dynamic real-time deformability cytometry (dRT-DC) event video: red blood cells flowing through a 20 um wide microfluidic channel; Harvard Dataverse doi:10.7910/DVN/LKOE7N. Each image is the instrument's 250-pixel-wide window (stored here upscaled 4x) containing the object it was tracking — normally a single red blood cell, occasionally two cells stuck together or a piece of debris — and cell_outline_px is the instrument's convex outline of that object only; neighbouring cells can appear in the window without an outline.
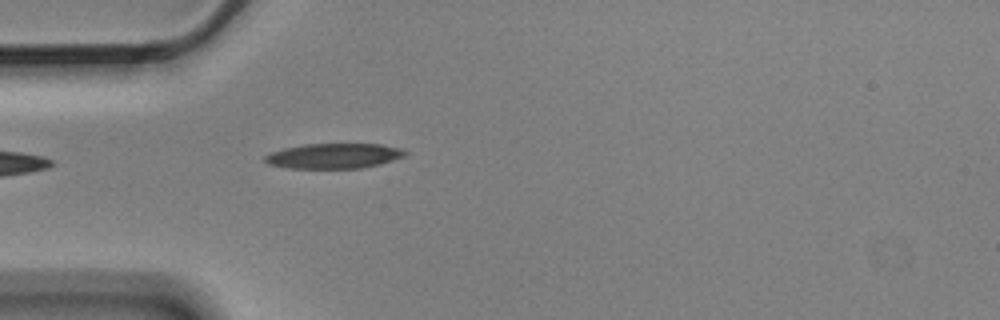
{"species": "Egyptian fruit bat (a non-hibernating species)", "species_latin": "Rousettus aegyptiacus", "temperature_condition": "cold", "stored_images_in_passage": 1, "camera_frame_rate_fps": 3000, "um_per_image_px": 0.085, "animal": {"sex": "male"}, "frame": {"image": 1, "passage_image": 1, "time_ms": 0.0, "image_size_px": [1000, 320], "cell_outline_px": [[408, 152], [404, 156], [380, 164], [360, 168], [288, 168], [268, 164], [264, 160], [264, 156], [272, 152], [284, 148], [304, 144], [380, 144], [404, 148]], "centroid_in_image_um": [28.4, 13.25], "position_along_channel_um": 56.6, "area_um2": 20.52}}